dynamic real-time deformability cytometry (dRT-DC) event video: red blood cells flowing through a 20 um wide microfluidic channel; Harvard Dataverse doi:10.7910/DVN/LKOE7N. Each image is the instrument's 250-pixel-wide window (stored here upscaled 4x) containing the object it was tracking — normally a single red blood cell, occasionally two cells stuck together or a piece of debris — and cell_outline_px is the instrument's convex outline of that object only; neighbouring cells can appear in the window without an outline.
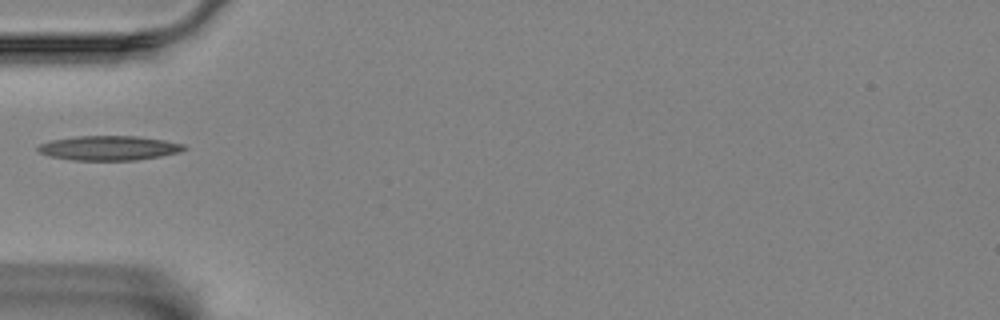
{"species": "Egyptian fruit bat (a non-hibernating species)", "species_latin": "Rousettus aegyptiacus", "temperature_condition": "room temperature", "stored_images_in_passage": 31, "camera_frame_rate_fps": 3000, "um_per_image_px": 0.085, "animal": {"sex": "female"}, "frame": {"image": 1, "passage_image": 1, "time_ms": 0.0, "image_size_px": [1000, 320], "cell_outline_px": [[188, 148], [180, 152], [160, 156], [136, 160], [72, 160], [48, 156], [40, 152], [36, 148], [40, 144], [52, 140], [76, 136], [136, 136], [164, 140], [184, 144]], "centroid_in_image_um": [9.27, 12.58], "position_along_channel_um": 75.7, "area_um2": 20.87}}
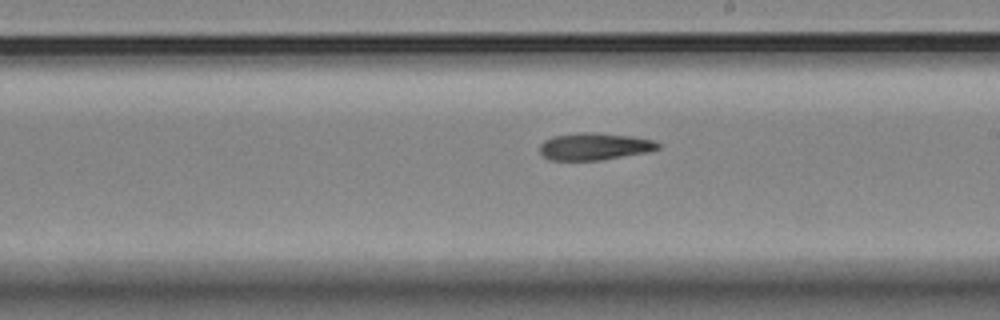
{"frame": {"image": 2, "passage_image": 15, "time_ms": 4.667, "image_size_px": [1000, 320], "cell_outline_px": [[660, 148], [648, 152], [600, 160], [552, 160], [544, 156], [540, 152], [540, 144], [544, 140], [552, 136], [576, 132], [592, 132], [632, 136], [656, 140], [660, 144]], "centroid_in_image_um": [50.54, 12.43], "position_along_channel_um": 238.5, "area_um2": 18.84}}
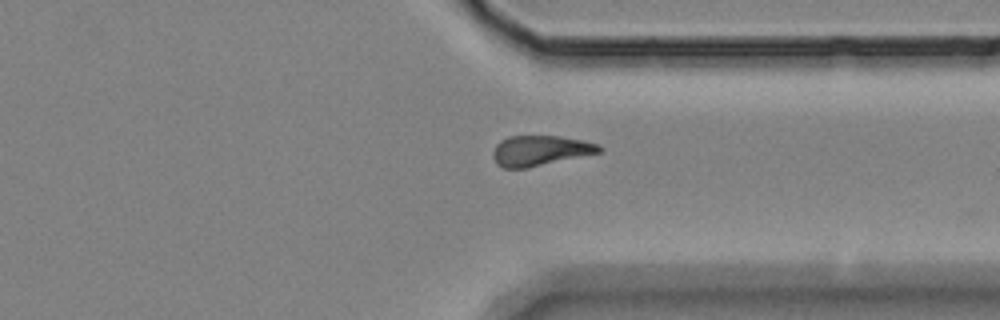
{"frame": {"image": 3, "passage_image": 26, "time_ms": 8.333, "image_size_px": [1000, 320], "cell_outline_px": [[604, 148], [600, 152], [524, 168], [500, 168], [496, 164], [492, 156], [492, 152], [496, 144], [500, 140], [508, 136], [560, 136], [584, 140], [600, 144]], "centroid_in_image_um": [45.88, 12.79], "position_along_channel_um": 365.5, "area_um2": 18.73}}